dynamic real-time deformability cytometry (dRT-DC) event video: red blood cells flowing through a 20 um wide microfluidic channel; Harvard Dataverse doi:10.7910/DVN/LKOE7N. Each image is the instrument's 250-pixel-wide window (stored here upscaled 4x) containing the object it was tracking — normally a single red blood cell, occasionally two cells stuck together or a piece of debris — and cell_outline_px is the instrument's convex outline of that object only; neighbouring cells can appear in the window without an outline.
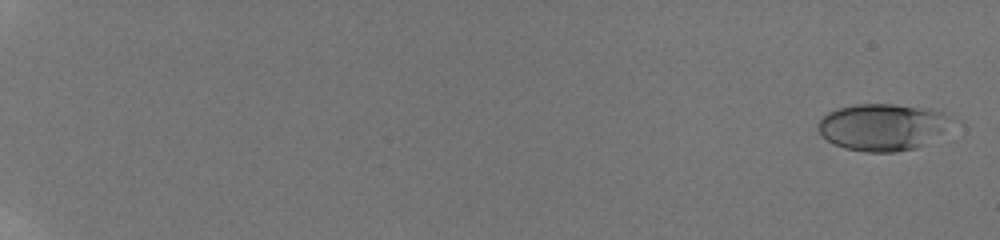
{"species": "human", "species_latin": "Homo sapiens", "temperature_condition": "room temperature", "stored_images_in_passage": 34, "camera_frame_rate_fps": 3000, "um_per_image_px": 0.085, "donor": {"sex": "male"}, "frame": {"image": 1, "passage_image": 1, "time_ms": 0.0, "image_size_px": [1000, 240], "cell_outline_px": [[948, 116], [940, 128], [924, 144], [916, 148], [896, 152], [864, 152], [844, 148], [832, 144], [816, 128], [820, 120], [828, 112], [836, 108], [856, 104], [892, 104], [944, 112]], "centroid_in_image_um": [74.82, 10.8], "position_along_channel_um": 10.2, "area_um2": 35.2}}
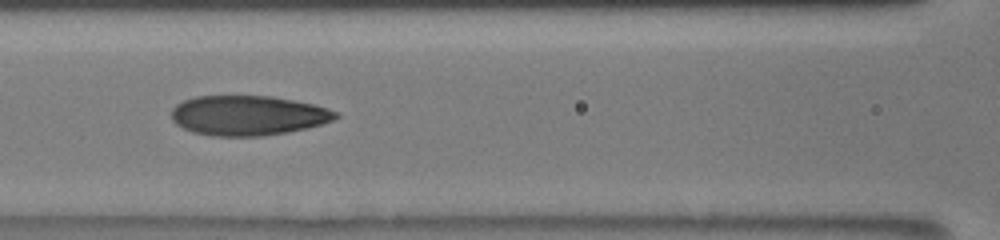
{"frame": {"image": 2, "passage_image": 17, "time_ms": 9.667, "image_size_px": [1000, 240], "cell_outline_px": [[340, 116], [332, 120], [308, 128], [288, 132], [264, 136], [212, 136], [192, 132], [176, 124], [172, 120], [172, 108], [176, 104], [184, 100], [196, 96], [272, 96], [312, 104], [328, 108], [340, 112]], "centroid_in_image_um": [21.08, 9.82], "position_along_channel_um": 145.5, "area_um2": 38.26}}
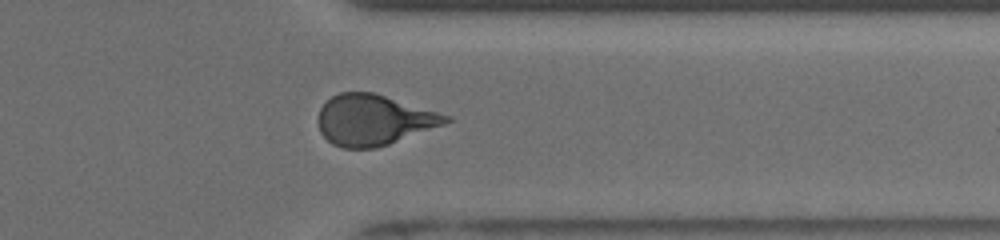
{"frame": {"image": 3, "passage_image": 29, "time_ms": 15.667, "image_size_px": [1000, 240], "cell_outline_px": [[452, 120], [444, 124], [388, 144], [376, 148], [344, 148], [332, 144], [320, 132], [316, 120], [320, 108], [332, 96], [340, 92], [372, 92], [452, 116]], "centroid_in_image_um": [31.73, 10.2], "position_along_channel_um": 379.7, "area_um2": 37.45}, "authors_computed_cell_mechanics": {"area_um2": 37.7145, "velocity_mm_per_s": 3.9107, "shape_relaxation_time_tau1_ms": 5.2011, "shape_relaxation_time_tau2_ms": 0.9798, "deformation_change_tau1": 0.2007, "deformation_change_tau2": 0.0781}}